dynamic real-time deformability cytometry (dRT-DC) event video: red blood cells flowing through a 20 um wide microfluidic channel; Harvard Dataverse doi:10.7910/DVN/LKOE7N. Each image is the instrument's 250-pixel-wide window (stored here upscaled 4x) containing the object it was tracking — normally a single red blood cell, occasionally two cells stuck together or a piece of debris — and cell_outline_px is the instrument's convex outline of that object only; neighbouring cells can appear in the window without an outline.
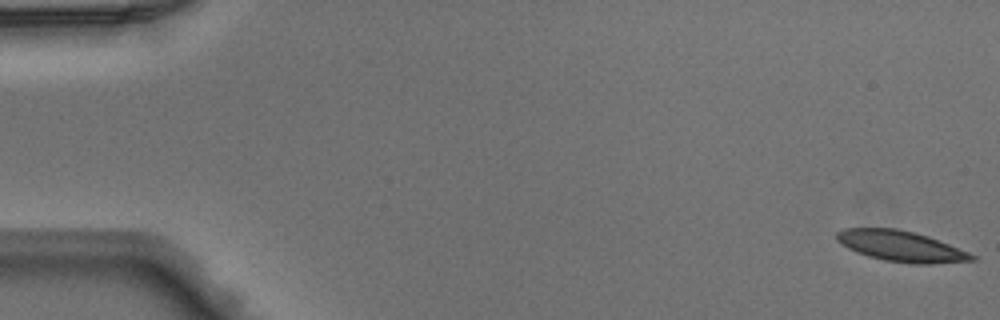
{"species": "Egyptian fruit bat (a non-hibernating species)", "species_latin": "Rousettus aegyptiacus", "temperature_condition": "warm", "stored_images_in_passage": 16, "camera_frame_rate_fps": 3000, "um_per_image_px": 0.085, "animal": {"sex": "male"}, "frame": {"image": 1, "passage_image": 1, "time_ms": 0.0, "image_size_px": [1000, 320], "cell_outline_px": [[980, 256], [976, 260], [928, 264], [912, 264], [884, 260], [868, 256], [856, 252], [848, 248], [836, 240], [836, 232], [844, 228], [896, 228], [928, 236]], "centroid_in_image_um": [76.61, 20.93], "position_along_channel_um": 8.4, "area_um2": 24.28}}
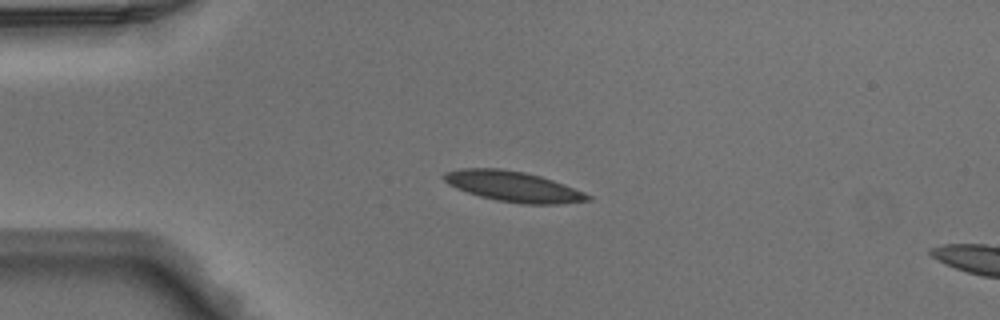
{"frame": {"image": 2, "passage_image": 12, "time_ms": 3.667, "image_size_px": [1000, 320], "cell_outline_px": [[592, 200], [556, 204], [520, 204], [496, 200], [480, 196], [456, 188], [448, 184], [440, 176], [444, 172], [464, 168], [500, 168], [524, 172], [540, 176], [552, 180], [584, 192], [592, 196]], "centroid_in_image_um": [43.6, 15.85], "position_along_channel_um": 41.4, "area_um2": 25.43}}